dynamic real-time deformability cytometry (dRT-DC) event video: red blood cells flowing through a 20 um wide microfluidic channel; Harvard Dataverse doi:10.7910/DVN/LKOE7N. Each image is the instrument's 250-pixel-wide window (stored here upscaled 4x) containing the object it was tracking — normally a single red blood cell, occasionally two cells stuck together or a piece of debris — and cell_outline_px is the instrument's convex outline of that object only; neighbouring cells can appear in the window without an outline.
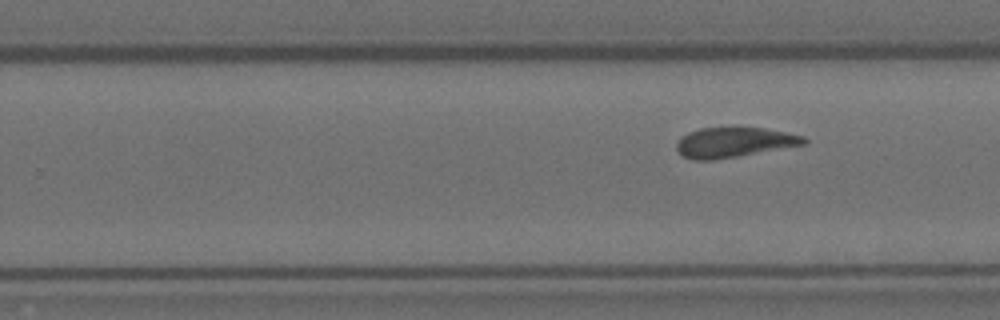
{"species": "Egyptian fruit bat (a non-hibernating species)", "species_latin": "Rousettus aegyptiacus", "temperature_condition": "room temperature", "stored_images_in_passage": 8, "segment_of_instrument_passage": [2, 2], "camera_frame_rate_fps": 3000, "um_per_image_px": 0.085, "animal": {"sex": "female"}, "frame": {"image": 1, "passage_image": 8, "time_ms": 2.333, "image_size_px": [1000, 320], "cell_outline_px": [[808, 144], [712, 160], [696, 160], [684, 156], [676, 148], [676, 144], [680, 136], [688, 132], [700, 128], [764, 128], [804, 136], [808, 140]], "centroid_in_image_um": [62.4, 12.09], "position_along_channel_um": 267.4, "area_um2": 22.02}}